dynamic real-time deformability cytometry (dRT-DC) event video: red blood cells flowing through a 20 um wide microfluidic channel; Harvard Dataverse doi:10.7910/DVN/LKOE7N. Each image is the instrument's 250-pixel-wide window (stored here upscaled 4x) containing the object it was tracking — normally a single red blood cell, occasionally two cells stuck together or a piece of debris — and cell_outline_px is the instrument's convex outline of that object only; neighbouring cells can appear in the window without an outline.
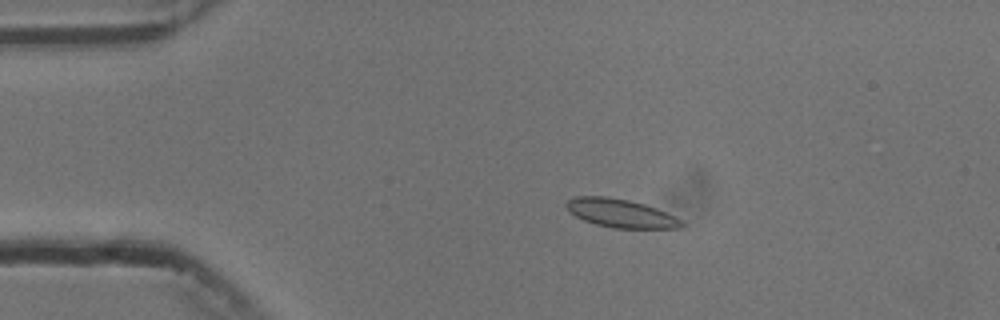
{"species": "common noctule bat (a hibernating species)", "species_latin": "Nyctalus noctula", "temperature_condition": "cold", "stored_images_in_passage": 45, "camera_frame_rate_fps": 3000, "um_per_image_px": 0.085, "animal": {"sex": "male", "body_mass_g": 13.3}, "frame": {"image": 1, "passage_image": 1, "time_ms": 0.0, "image_size_px": [1000, 320], "cell_outline_px": [[688, 224], [684, 228], [612, 228], [596, 224], [584, 220], [568, 212], [564, 204], [568, 200], [576, 196], [608, 196], [628, 200], [644, 204], [656, 208]], "centroid_in_image_um": [52.74, 18.13], "position_along_channel_um": 32.3, "area_um2": 19.13}}
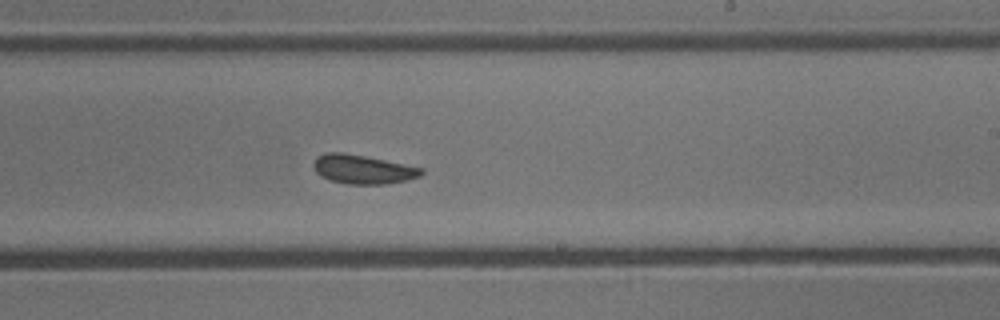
{"frame": {"image": 2, "passage_image": 23, "time_ms": 7.333, "image_size_px": [1000, 320], "cell_outline_px": [[424, 172], [420, 176], [408, 180], [384, 184], [348, 184], [332, 180], [320, 176], [316, 172], [312, 164], [316, 156], [324, 152], [340, 152], [364, 156], [424, 168]], "centroid_in_image_um": [30.82, 14.39], "position_along_channel_um": 258.2, "area_um2": 18.21}}
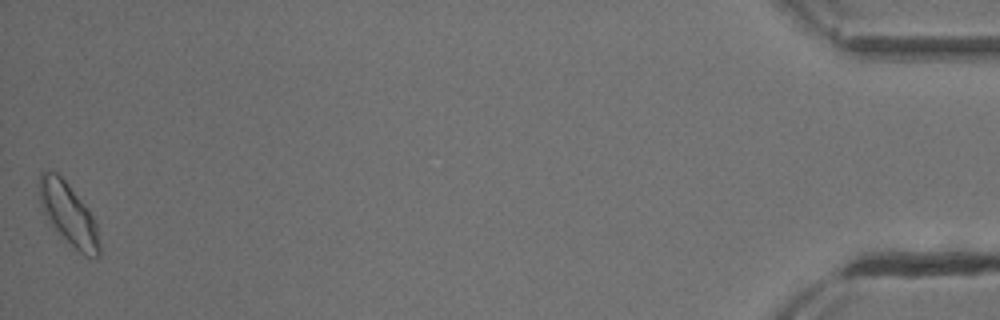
{"frame": {"image": 3, "passage_image": 45, "time_ms": 14.667, "image_size_px": [1000, 320], "cell_outline_px": [[100, 256], [96, 260], [84, 256], [48, 220], [40, 204], [40, 172], [56, 172], [68, 184], [88, 208], [96, 224], [100, 244]], "centroid_in_image_um": [5.88, 18.23], "position_along_channel_um": 429.3, "area_um2": 21.1}, "authors_computed_cell_mechanics": {"area_um2": 18.2648, "velocity_mm_per_s": 3.7084, "shape_relaxation_time_tau1_ms": 3.207, "shape_relaxation_time_tau2_ms": 2.7379, "deformation_change_tau1": 0.0839, "deformation_change_tau2": 0.0672}}